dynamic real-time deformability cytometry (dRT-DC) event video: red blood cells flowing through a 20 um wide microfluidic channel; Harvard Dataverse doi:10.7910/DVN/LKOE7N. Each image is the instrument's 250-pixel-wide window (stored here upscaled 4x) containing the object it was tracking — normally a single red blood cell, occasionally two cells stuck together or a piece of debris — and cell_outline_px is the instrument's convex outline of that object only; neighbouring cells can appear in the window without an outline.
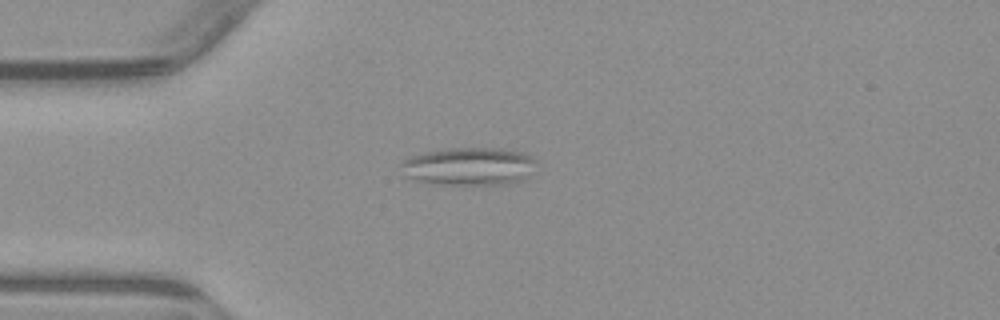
{"species": "common noctule bat (a hibernating species)", "species_latin": "Nyctalus noctula", "temperature_condition": "warm", "stored_images_in_passage": 5, "camera_frame_rate_fps": 3000, "um_per_image_px": 0.085, "animal": {"sex": "male", "body_mass_g": 23.1, "forearm_length_mm": 52.7}, "frame": {"image": 1, "passage_image": 2, "time_ms": 1.333, "image_size_px": [1000, 320], "cell_outline_px": [[536, 160], [524, 176], [520, 180], [508, 184], [428, 184], [404, 176], [400, 164], [404, 160], [412, 156], [424, 152], [448, 148], [504, 148], [520, 152], [532, 156]], "centroid_in_image_um": [39.78, 14.13], "position_along_channel_um": 45.2, "area_um2": 29.65}}